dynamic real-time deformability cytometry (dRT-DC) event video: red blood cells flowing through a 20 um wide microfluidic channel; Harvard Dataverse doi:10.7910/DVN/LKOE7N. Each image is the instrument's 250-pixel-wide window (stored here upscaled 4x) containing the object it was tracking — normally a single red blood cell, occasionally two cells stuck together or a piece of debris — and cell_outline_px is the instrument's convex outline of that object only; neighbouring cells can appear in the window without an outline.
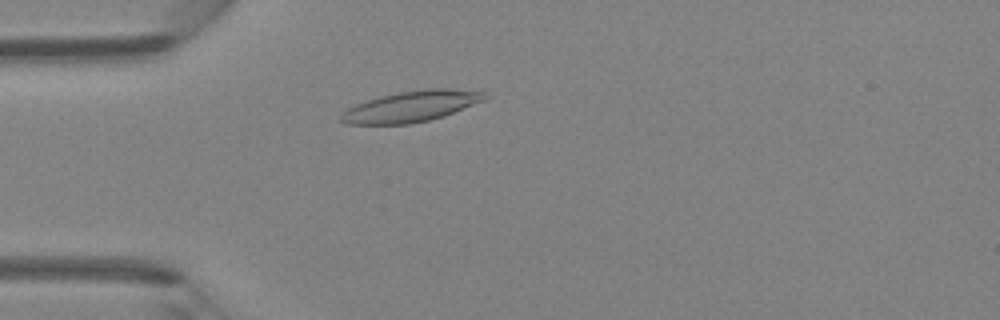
{"species": "Egyptian fruit bat (a non-hibernating species)", "species_latin": "Rousettus aegyptiacus", "temperature_condition": "room temperature", "stored_images_in_passage": 41, "camera_frame_rate_fps": 3000, "um_per_image_px": 0.085, "animal": {"sex": "female"}, "frame": {"image": 1, "passage_image": 8, "time_ms": 2.333, "image_size_px": [1000, 320], "cell_outline_px": [[488, 96], [484, 100], [444, 116], [428, 120], [408, 124], [344, 124], [340, 120], [340, 116], [348, 108], [356, 104], [380, 96], [396, 92], [428, 88], [448, 88], [484, 92]], "centroid_in_image_um": [34.94, 9.04], "position_along_channel_um": 50.1, "area_um2": 25.72}}
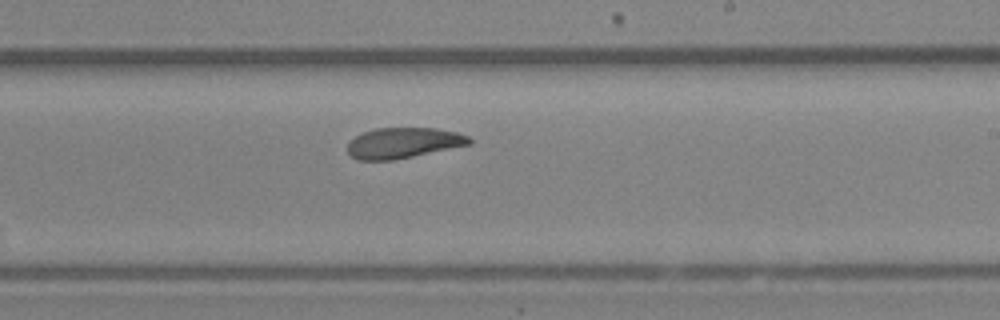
{"frame": {"image": 2, "passage_image": 23, "time_ms": 7.333, "image_size_px": [1000, 320], "cell_outline_px": [[472, 144], [392, 160], [356, 160], [348, 152], [348, 144], [356, 136], [364, 132], [376, 128], [436, 128], [456, 132], [468, 136], [472, 140]], "centroid_in_image_um": [34.29, 12.14], "position_along_channel_um": 254.7, "area_um2": 21.5}}
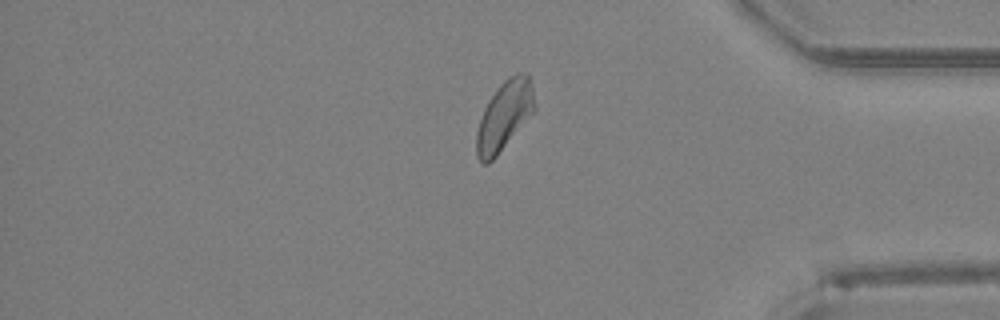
{"frame": {"image": 3, "passage_image": 34, "time_ms": 11.0, "image_size_px": [1000, 320], "cell_outline_px": [[536, 108], [496, 156], [488, 164], [484, 164], [476, 156], [476, 132], [484, 108], [488, 100], [500, 84], [508, 76], [516, 72], [520, 72], [528, 76], [532, 88]], "centroid_in_image_um": [42.84, 9.83], "position_along_channel_um": 392.4, "area_um2": 23.0}}